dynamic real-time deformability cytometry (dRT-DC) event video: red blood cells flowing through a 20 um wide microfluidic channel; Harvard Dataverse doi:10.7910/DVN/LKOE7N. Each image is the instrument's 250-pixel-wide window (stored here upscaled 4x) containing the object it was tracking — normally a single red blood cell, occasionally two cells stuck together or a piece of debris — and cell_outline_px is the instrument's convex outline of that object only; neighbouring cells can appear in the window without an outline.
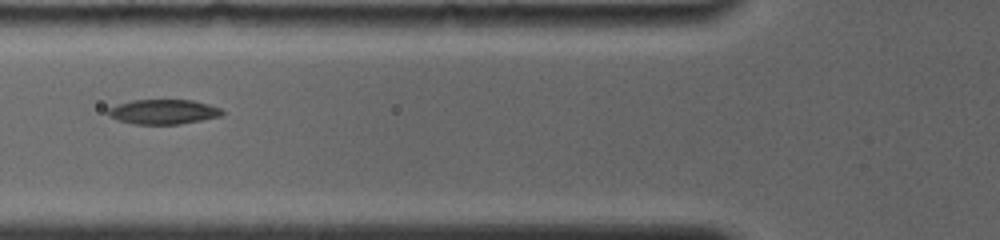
{"species": "common noctule bat (a hibernating species)", "species_latin": "Nyctalus noctula", "temperature_condition": "room temperature", "stored_images_in_passage": 16, "camera_frame_rate_fps": 4000, "um_per_image_px": 0.085, "animal": {"sex": "female", "body_mass_g": 19.0, "forearm_length_mm": 56.7}, "frame": {"image": 1, "passage_image": 3, "time_ms": 2.5, "image_size_px": [1000, 240], "cell_outline_px": [[224, 116], [180, 124], [132, 124], [108, 116], [104, 112], [108, 108], [116, 104], [132, 100], [192, 100], [208, 104], [220, 108], [224, 112]], "centroid_in_image_um": [13.86, 9.5], "position_along_channel_um": 111.9, "area_um2": 16.65}}
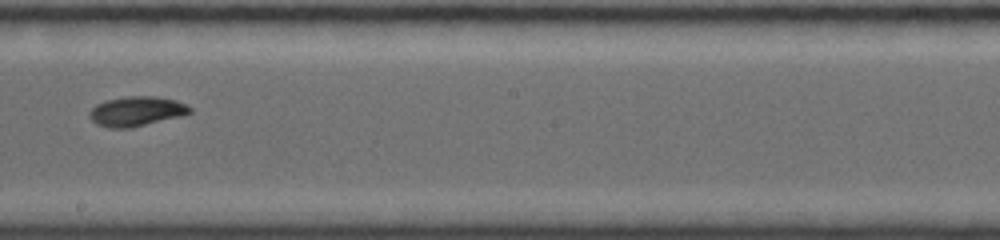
{"frame": {"image": 2, "passage_image": 7, "time_ms": 5.75, "image_size_px": [1000, 240], "cell_outline_px": [[192, 112], [180, 116], [132, 128], [108, 128], [96, 124], [88, 116], [88, 112], [96, 104], [104, 100], [128, 96], [156, 96], [176, 100], [192, 108]], "centroid_in_image_um": [11.56, 9.46], "position_along_channel_um": 236.6, "area_um2": 17.51}}
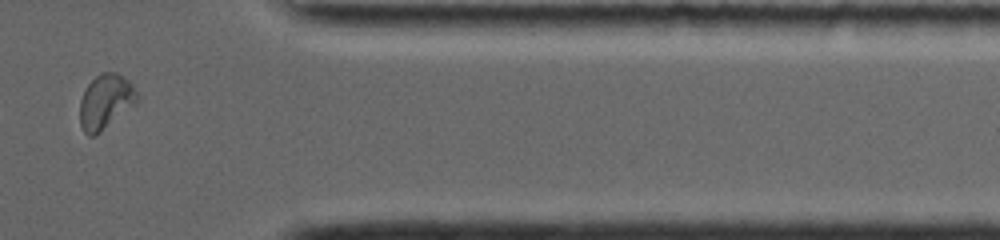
{"frame": {"image": 3, "passage_image": 13, "time_ms": 10.25, "image_size_px": [1000, 240], "cell_outline_px": [[136, 104], [96, 136], [88, 136], [84, 132], [80, 124], [80, 100], [88, 84], [100, 72], [116, 72], [124, 76], [132, 84], [136, 92]], "centroid_in_image_um": [8.96, 8.65], "position_along_channel_um": 402.4, "area_um2": 18.26}}